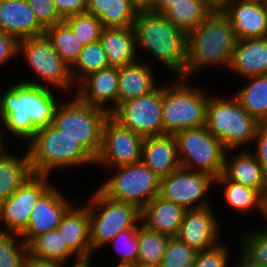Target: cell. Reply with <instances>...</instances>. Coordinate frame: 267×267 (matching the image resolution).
<instances>
[{
    "instance_id": "20",
    "label": "cell",
    "mask_w": 267,
    "mask_h": 267,
    "mask_svg": "<svg viewBox=\"0 0 267 267\" xmlns=\"http://www.w3.org/2000/svg\"><path fill=\"white\" fill-rule=\"evenodd\" d=\"M89 227V207L86 204L76 209L71 206L57 227L68 249L76 256L75 262L90 260L92 251Z\"/></svg>"
},
{
    "instance_id": "40",
    "label": "cell",
    "mask_w": 267,
    "mask_h": 267,
    "mask_svg": "<svg viewBox=\"0 0 267 267\" xmlns=\"http://www.w3.org/2000/svg\"><path fill=\"white\" fill-rule=\"evenodd\" d=\"M109 243L121 255L118 263L135 264L138 259V228H129L119 232Z\"/></svg>"
},
{
    "instance_id": "4",
    "label": "cell",
    "mask_w": 267,
    "mask_h": 267,
    "mask_svg": "<svg viewBox=\"0 0 267 267\" xmlns=\"http://www.w3.org/2000/svg\"><path fill=\"white\" fill-rule=\"evenodd\" d=\"M27 152L33 174L95 164V159L73 138L52 124L37 130L28 142Z\"/></svg>"
},
{
    "instance_id": "13",
    "label": "cell",
    "mask_w": 267,
    "mask_h": 267,
    "mask_svg": "<svg viewBox=\"0 0 267 267\" xmlns=\"http://www.w3.org/2000/svg\"><path fill=\"white\" fill-rule=\"evenodd\" d=\"M210 174L179 167L168 176L160 178L159 196L186 210L210 206L206 193L214 185Z\"/></svg>"
},
{
    "instance_id": "11",
    "label": "cell",
    "mask_w": 267,
    "mask_h": 267,
    "mask_svg": "<svg viewBox=\"0 0 267 267\" xmlns=\"http://www.w3.org/2000/svg\"><path fill=\"white\" fill-rule=\"evenodd\" d=\"M19 53H23L28 66L47 83V87L59 86L63 91L69 90L71 86L73 88L75 83L71 76V66L59 56L45 34L19 40Z\"/></svg>"
},
{
    "instance_id": "5",
    "label": "cell",
    "mask_w": 267,
    "mask_h": 267,
    "mask_svg": "<svg viewBox=\"0 0 267 267\" xmlns=\"http://www.w3.org/2000/svg\"><path fill=\"white\" fill-rule=\"evenodd\" d=\"M259 122L233 96L229 100L209 96L206 128L230 152L253 142ZM234 149V150H233Z\"/></svg>"
},
{
    "instance_id": "42",
    "label": "cell",
    "mask_w": 267,
    "mask_h": 267,
    "mask_svg": "<svg viewBox=\"0 0 267 267\" xmlns=\"http://www.w3.org/2000/svg\"><path fill=\"white\" fill-rule=\"evenodd\" d=\"M219 243L210 250L197 252L194 267H229V247Z\"/></svg>"
},
{
    "instance_id": "10",
    "label": "cell",
    "mask_w": 267,
    "mask_h": 267,
    "mask_svg": "<svg viewBox=\"0 0 267 267\" xmlns=\"http://www.w3.org/2000/svg\"><path fill=\"white\" fill-rule=\"evenodd\" d=\"M116 173L100 188L105 196L120 202L136 205L140 210L159 195L160 177L142 161L116 167Z\"/></svg>"
},
{
    "instance_id": "2",
    "label": "cell",
    "mask_w": 267,
    "mask_h": 267,
    "mask_svg": "<svg viewBox=\"0 0 267 267\" xmlns=\"http://www.w3.org/2000/svg\"><path fill=\"white\" fill-rule=\"evenodd\" d=\"M238 38L227 16L213 11L187 34L185 78L208 65L229 68Z\"/></svg>"
},
{
    "instance_id": "19",
    "label": "cell",
    "mask_w": 267,
    "mask_h": 267,
    "mask_svg": "<svg viewBox=\"0 0 267 267\" xmlns=\"http://www.w3.org/2000/svg\"><path fill=\"white\" fill-rule=\"evenodd\" d=\"M222 12L238 40L267 37V2L229 0Z\"/></svg>"
},
{
    "instance_id": "36",
    "label": "cell",
    "mask_w": 267,
    "mask_h": 267,
    "mask_svg": "<svg viewBox=\"0 0 267 267\" xmlns=\"http://www.w3.org/2000/svg\"><path fill=\"white\" fill-rule=\"evenodd\" d=\"M106 67H109L107 55L98 40L83 46L79 58L71 66V76L76 84L90 73Z\"/></svg>"
},
{
    "instance_id": "50",
    "label": "cell",
    "mask_w": 267,
    "mask_h": 267,
    "mask_svg": "<svg viewBox=\"0 0 267 267\" xmlns=\"http://www.w3.org/2000/svg\"><path fill=\"white\" fill-rule=\"evenodd\" d=\"M213 11H222L229 0H202Z\"/></svg>"
},
{
    "instance_id": "24",
    "label": "cell",
    "mask_w": 267,
    "mask_h": 267,
    "mask_svg": "<svg viewBox=\"0 0 267 267\" xmlns=\"http://www.w3.org/2000/svg\"><path fill=\"white\" fill-rule=\"evenodd\" d=\"M186 209L157 195L141 209V224L169 237H176Z\"/></svg>"
},
{
    "instance_id": "12",
    "label": "cell",
    "mask_w": 267,
    "mask_h": 267,
    "mask_svg": "<svg viewBox=\"0 0 267 267\" xmlns=\"http://www.w3.org/2000/svg\"><path fill=\"white\" fill-rule=\"evenodd\" d=\"M162 106L163 86H158L147 95L122 102L110 116L144 138L164 135Z\"/></svg>"
},
{
    "instance_id": "25",
    "label": "cell",
    "mask_w": 267,
    "mask_h": 267,
    "mask_svg": "<svg viewBox=\"0 0 267 267\" xmlns=\"http://www.w3.org/2000/svg\"><path fill=\"white\" fill-rule=\"evenodd\" d=\"M229 68L243 78L267 74V37L238 40Z\"/></svg>"
},
{
    "instance_id": "43",
    "label": "cell",
    "mask_w": 267,
    "mask_h": 267,
    "mask_svg": "<svg viewBox=\"0 0 267 267\" xmlns=\"http://www.w3.org/2000/svg\"><path fill=\"white\" fill-rule=\"evenodd\" d=\"M39 24L46 29L64 21L56 11L53 0H26Z\"/></svg>"
},
{
    "instance_id": "28",
    "label": "cell",
    "mask_w": 267,
    "mask_h": 267,
    "mask_svg": "<svg viewBox=\"0 0 267 267\" xmlns=\"http://www.w3.org/2000/svg\"><path fill=\"white\" fill-rule=\"evenodd\" d=\"M138 11L128 0H88L86 9L104 27H134Z\"/></svg>"
},
{
    "instance_id": "55",
    "label": "cell",
    "mask_w": 267,
    "mask_h": 267,
    "mask_svg": "<svg viewBox=\"0 0 267 267\" xmlns=\"http://www.w3.org/2000/svg\"><path fill=\"white\" fill-rule=\"evenodd\" d=\"M134 267H160V265H145V264L135 263Z\"/></svg>"
},
{
    "instance_id": "8",
    "label": "cell",
    "mask_w": 267,
    "mask_h": 267,
    "mask_svg": "<svg viewBox=\"0 0 267 267\" xmlns=\"http://www.w3.org/2000/svg\"><path fill=\"white\" fill-rule=\"evenodd\" d=\"M88 200L91 251L107 246L121 231L138 228L141 210L134 204L115 201L99 189ZM98 212V213H97Z\"/></svg>"
},
{
    "instance_id": "16",
    "label": "cell",
    "mask_w": 267,
    "mask_h": 267,
    "mask_svg": "<svg viewBox=\"0 0 267 267\" xmlns=\"http://www.w3.org/2000/svg\"><path fill=\"white\" fill-rule=\"evenodd\" d=\"M211 207L186 210L176 236L196 252L210 250L220 243V221Z\"/></svg>"
},
{
    "instance_id": "48",
    "label": "cell",
    "mask_w": 267,
    "mask_h": 267,
    "mask_svg": "<svg viewBox=\"0 0 267 267\" xmlns=\"http://www.w3.org/2000/svg\"><path fill=\"white\" fill-rule=\"evenodd\" d=\"M181 0H152L148 11L164 14L175 2Z\"/></svg>"
},
{
    "instance_id": "32",
    "label": "cell",
    "mask_w": 267,
    "mask_h": 267,
    "mask_svg": "<svg viewBox=\"0 0 267 267\" xmlns=\"http://www.w3.org/2000/svg\"><path fill=\"white\" fill-rule=\"evenodd\" d=\"M215 183L225 184L223 195L229 207L239 212L257 208L263 213L264 197L257 190L229 180L223 174L215 178Z\"/></svg>"
},
{
    "instance_id": "15",
    "label": "cell",
    "mask_w": 267,
    "mask_h": 267,
    "mask_svg": "<svg viewBox=\"0 0 267 267\" xmlns=\"http://www.w3.org/2000/svg\"><path fill=\"white\" fill-rule=\"evenodd\" d=\"M48 175L33 174L7 200L0 204V221L5 230L21 235L29 224V217L38 198L52 185Z\"/></svg>"
},
{
    "instance_id": "51",
    "label": "cell",
    "mask_w": 267,
    "mask_h": 267,
    "mask_svg": "<svg viewBox=\"0 0 267 267\" xmlns=\"http://www.w3.org/2000/svg\"><path fill=\"white\" fill-rule=\"evenodd\" d=\"M139 11L148 10L152 0H128Z\"/></svg>"
},
{
    "instance_id": "35",
    "label": "cell",
    "mask_w": 267,
    "mask_h": 267,
    "mask_svg": "<svg viewBox=\"0 0 267 267\" xmlns=\"http://www.w3.org/2000/svg\"><path fill=\"white\" fill-rule=\"evenodd\" d=\"M170 237L150 230L144 225L138 226V259L137 263L159 265L165 253Z\"/></svg>"
},
{
    "instance_id": "34",
    "label": "cell",
    "mask_w": 267,
    "mask_h": 267,
    "mask_svg": "<svg viewBox=\"0 0 267 267\" xmlns=\"http://www.w3.org/2000/svg\"><path fill=\"white\" fill-rule=\"evenodd\" d=\"M46 37L51 41L59 56L72 66L79 58L83 45L76 39L70 26L62 21L45 29Z\"/></svg>"
},
{
    "instance_id": "14",
    "label": "cell",
    "mask_w": 267,
    "mask_h": 267,
    "mask_svg": "<svg viewBox=\"0 0 267 267\" xmlns=\"http://www.w3.org/2000/svg\"><path fill=\"white\" fill-rule=\"evenodd\" d=\"M144 137L121 126L111 116L103 126L102 146L95 164L116 168L142 159Z\"/></svg>"
},
{
    "instance_id": "21",
    "label": "cell",
    "mask_w": 267,
    "mask_h": 267,
    "mask_svg": "<svg viewBox=\"0 0 267 267\" xmlns=\"http://www.w3.org/2000/svg\"><path fill=\"white\" fill-rule=\"evenodd\" d=\"M0 31L18 41L45 34L26 0H3L0 7Z\"/></svg>"
},
{
    "instance_id": "6",
    "label": "cell",
    "mask_w": 267,
    "mask_h": 267,
    "mask_svg": "<svg viewBox=\"0 0 267 267\" xmlns=\"http://www.w3.org/2000/svg\"><path fill=\"white\" fill-rule=\"evenodd\" d=\"M177 78L179 79L177 82ZM163 86L162 122L164 134L206 124L208 94L190 84L191 78L177 77Z\"/></svg>"
},
{
    "instance_id": "18",
    "label": "cell",
    "mask_w": 267,
    "mask_h": 267,
    "mask_svg": "<svg viewBox=\"0 0 267 267\" xmlns=\"http://www.w3.org/2000/svg\"><path fill=\"white\" fill-rule=\"evenodd\" d=\"M118 81V67L100 69L79 82L75 96L81 102L100 107L111 114L118 107Z\"/></svg>"
},
{
    "instance_id": "29",
    "label": "cell",
    "mask_w": 267,
    "mask_h": 267,
    "mask_svg": "<svg viewBox=\"0 0 267 267\" xmlns=\"http://www.w3.org/2000/svg\"><path fill=\"white\" fill-rule=\"evenodd\" d=\"M33 175L28 152L22 158L9 151L0 158V204Z\"/></svg>"
},
{
    "instance_id": "37",
    "label": "cell",
    "mask_w": 267,
    "mask_h": 267,
    "mask_svg": "<svg viewBox=\"0 0 267 267\" xmlns=\"http://www.w3.org/2000/svg\"><path fill=\"white\" fill-rule=\"evenodd\" d=\"M27 256L28 245L20 235L0 231V267H24Z\"/></svg>"
},
{
    "instance_id": "41",
    "label": "cell",
    "mask_w": 267,
    "mask_h": 267,
    "mask_svg": "<svg viewBox=\"0 0 267 267\" xmlns=\"http://www.w3.org/2000/svg\"><path fill=\"white\" fill-rule=\"evenodd\" d=\"M240 240L241 249L254 261L267 265V233L261 231L245 232Z\"/></svg>"
},
{
    "instance_id": "31",
    "label": "cell",
    "mask_w": 267,
    "mask_h": 267,
    "mask_svg": "<svg viewBox=\"0 0 267 267\" xmlns=\"http://www.w3.org/2000/svg\"><path fill=\"white\" fill-rule=\"evenodd\" d=\"M213 12L202 0H181L163 14L186 34L195 29Z\"/></svg>"
},
{
    "instance_id": "1",
    "label": "cell",
    "mask_w": 267,
    "mask_h": 267,
    "mask_svg": "<svg viewBox=\"0 0 267 267\" xmlns=\"http://www.w3.org/2000/svg\"><path fill=\"white\" fill-rule=\"evenodd\" d=\"M50 89L32 80L11 85L0 96V119L5 131L29 141L37 130L51 125L58 100Z\"/></svg>"
},
{
    "instance_id": "9",
    "label": "cell",
    "mask_w": 267,
    "mask_h": 267,
    "mask_svg": "<svg viewBox=\"0 0 267 267\" xmlns=\"http://www.w3.org/2000/svg\"><path fill=\"white\" fill-rule=\"evenodd\" d=\"M174 136L181 167L201 171L214 178L223 173L227 150L205 125L178 131Z\"/></svg>"
},
{
    "instance_id": "17",
    "label": "cell",
    "mask_w": 267,
    "mask_h": 267,
    "mask_svg": "<svg viewBox=\"0 0 267 267\" xmlns=\"http://www.w3.org/2000/svg\"><path fill=\"white\" fill-rule=\"evenodd\" d=\"M71 206L70 200L51 185L35 203L29 224L20 237L28 245L38 235L57 229L62 216Z\"/></svg>"
},
{
    "instance_id": "26",
    "label": "cell",
    "mask_w": 267,
    "mask_h": 267,
    "mask_svg": "<svg viewBox=\"0 0 267 267\" xmlns=\"http://www.w3.org/2000/svg\"><path fill=\"white\" fill-rule=\"evenodd\" d=\"M100 42L109 66L120 68L138 60L134 27H104Z\"/></svg>"
},
{
    "instance_id": "46",
    "label": "cell",
    "mask_w": 267,
    "mask_h": 267,
    "mask_svg": "<svg viewBox=\"0 0 267 267\" xmlns=\"http://www.w3.org/2000/svg\"><path fill=\"white\" fill-rule=\"evenodd\" d=\"M18 43L15 37L0 31V66L18 54Z\"/></svg>"
},
{
    "instance_id": "22",
    "label": "cell",
    "mask_w": 267,
    "mask_h": 267,
    "mask_svg": "<svg viewBox=\"0 0 267 267\" xmlns=\"http://www.w3.org/2000/svg\"><path fill=\"white\" fill-rule=\"evenodd\" d=\"M141 161L160 178L181 167L175 136L164 134L145 137Z\"/></svg>"
},
{
    "instance_id": "49",
    "label": "cell",
    "mask_w": 267,
    "mask_h": 267,
    "mask_svg": "<svg viewBox=\"0 0 267 267\" xmlns=\"http://www.w3.org/2000/svg\"><path fill=\"white\" fill-rule=\"evenodd\" d=\"M240 251V260H238L239 262L234 267H267V265H261L257 261H254L241 248Z\"/></svg>"
},
{
    "instance_id": "58",
    "label": "cell",
    "mask_w": 267,
    "mask_h": 267,
    "mask_svg": "<svg viewBox=\"0 0 267 267\" xmlns=\"http://www.w3.org/2000/svg\"><path fill=\"white\" fill-rule=\"evenodd\" d=\"M253 1L267 2V0H253Z\"/></svg>"
},
{
    "instance_id": "56",
    "label": "cell",
    "mask_w": 267,
    "mask_h": 267,
    "mask_svg": "<svg viewBox=\"0 0 267 267\" xmlns=\"http://www.w3.org/2000/svg\"><path fill=\"white\" fill-rule=\"evenodd\" d=\"M115 267H134V264L118 263L117 266H115Z\"/></svg>"
},
{
    "instance_id": "38",
    "label": "cell",
    "mask_w": 267,
    "mask_h": 267,
    "mask_svg": "<svg viewBox=\"0 0 267 267\" xmlns=\"http://www.w3.org/2000/svg\"><path fill=\"white\" fill-rule=\"evenodd\" d=\"M64 21L70 26L74 36L83 46L100 40L104 29L98 18L86 12L68 17Z\"/></svg>"
},
{
    "instance_id": "30",
    "label": "cell",
    "mask_w": 267,
    "mask_h": 267,
    "mask_svg": "<svg viewBox=\"0 0 267 267\" xmlns=\"http://www.w3.org/2000/svg\"><path fill=\"white\" fill-rule=\"evenodd\" d=\"M234 97L258 122L267 121V74L248 77Z\"/></svg>"
},
{
    "instance_id": "53",
    "label": "cell",
    "mask_w": 267,
    "mask_h": 267,
    "mask_svg": "<svg viewBox=\"0 0 267 267\" xmlns=\"http://www.w3.org/2000/svg\"><path fill=\"white\" fill-rule=\"evenodd\" d=\"M89 265V259H87L74 262L73 267H90Z\"/></svg>"
},
{
    "instance_id": "3",
    "label": "cell",
    "mask_w": 267,
    "mask_h": 267,
    "mask_svg": "<svg viewBox=\"0 0 267 267\" xmlns=\"http://www.w3.org/2000/svg\"><path fill=\"white\" fill-rule=\"evenodd\" d=\"M137 47L156 57L164 67L185 77L187 34L173 25L163 14L138 11L134 23Z\"/></svg>"
},
{
    "instance_id": "45",
    "label": "cell",
    "mask_w": 267,
    "mask_h": 267,
    "mask_svg": "<svg viewBox=\"0 0 267 267\" xmlns=\"http://www.w3.org/2000/svg\"><path fill=\"white\" fill-rule=\"evenodd\" d=\"M254 141L257 143L254 154L267 173V121L259 122Z\"/></svg>"
},
{
    "instance_id": "27",
    "label": "cell",
    "mask_w": 267,
    "mask_h": 267,
    "mask_svg": "<svg viewBox=\"0 0 267 267\" xmlns=\"http://www.w3.org/2000/svg\"><path fill=\"white\" fill-rule=\"evenodd\" d=\"M149 64L139 59L119 68L118 106L122 102L147 95L158 87Z\"/></svg>"
},
{
    "instance_id": "7",
    "label": "cell",
    "mask_w": 267,
    "mask_h": 267,
    "mask_svg": "<svg viewBox=\"0 0 267 267\" xmlns=\"http://www.w3.org/2000/svg\"><path fill=\"white\" fill-rule=\"evenodd\" d=\"M110 116L106 110L81 102L76 96L58 104L52 125L76 140L94 159L102 146L103 126Z\"/></svg>"
},
{
    "instance_id": "33",
    "label": "cell",
    "mask_w": 267,
    "mask_h": 267,
    "mask_svg": "<svg viewBox=\"0 0 267 267\" xmlns=\"http://www.w3.org/2000/svg\"><path fill=\"white\" fill-rule=\"evenodd\" d=\"M28 253L39 259L55 260L66 263L76 256L68 249L58 229L48 231L35 237L28 244Z\"/></svg>"
},
{
    "instance_id": "23",
    "label": "cell",
    "mask_w": 267,
    "mask_h": 267,
    "mask_svg": "<svg viewBox=\"0 0 267 267\" xmlns=\"http://www.w3.org/2000/svg\"><path fill=\"white\" fill-rule=\"evenodd\" d=\"M226 151L224 158L223 175L234 182L257 190L264 198L267 197V173L262 169L255 154L249 151H240L233 155L229 162Z\"/></svg>"
},
{
    "instance_id": "52",
    "label": "cell",
    "mask_w": 267,
    "mask_h": 267,
    "mask_svg": "<svg viewBox=\"0 0 267 267\" xmlns=\"http://www.w3.org/2000/svg\"><path fill=\"white\" fill-rule=\"evenodd\" d=\"M1 125V124H0ZM2 128V125L0 126V158L3 156V155H5L6 153H7V151L6 150H8V149H6L5 147H4V144L2 143L3 142V138H2V133L4 132V130L3 129H1Z\"/></svg>"
},
{
    "instance_id": "39",
    "label": "cell",
    "mask_w": 267,
    "mask_h": 267,
    "mask_svg": "<svg viewBox=\"0 0 267 267\" xmlns=\"http://www.w3.org/2000/svg\"><path fill=\"white\" fill-rule=\"evenodd\" d=\"M197 252L177 237H170L160 267H185L194 263Z\"/></svg>"
},
{
    "instance_id": "47",
    "label": "cell",
    "mask_w": 267,
    "mask_h": 267,
    "mask_svg": "<svg viewBox=\"0 0 267 267\" xmlns=\"http://www.w3.org/2000/svg\"><path fill=\"white\" fill-rule=\"evenodd\" d=\"M26 264L29 267H64L66 263H62L55 260H45V259H39L34 256H31L28 253Z\"/></svg>"
},
{
    "instance_id": "54",
    "label": "cell",
    "mask_w": 267,
    "mask_h": 267,
    "mask_svg": "<svg viewBox=\"0 0 267 267\" xmlns=\"http://www.w3.org/2000/svg\"><path fill=\"white\" fill-rule=\"evenodd\" d=\"M263 215L264 217H266V220H267V197L264 198ZM263 231L267 233V229H263Z\"/></svg>"
},
{
    "instance_id": "44",
    "label": "cell",
    "mask_w": 267,
    "mask_h": 267,
    "mask_svg": "<svg viewBox=\"0 0 267 267\" xmlns=\"http://www.w3.org/2000/svg\"><path fill=\"white\" fill-rule=\"evenodd\" d=\"M59 16L65 20L76 14L85 13L88 0H53Z\"/></svg>"
},
{
    "instance_id": "57",
    "label": "cell",
    "mask_w": 267,
    "mask_h": 267,
    "mask_svg": "<svg viewBox=\"0 0 267 267\" xmlns=\"http://www.w3.org/2000/svg\"><path fill=\"white\" fill-rule=\"evenodd\" d=\"M185 267H194V263H191V264H189V265H187Z\"/></svg>"
}]
</instances>
